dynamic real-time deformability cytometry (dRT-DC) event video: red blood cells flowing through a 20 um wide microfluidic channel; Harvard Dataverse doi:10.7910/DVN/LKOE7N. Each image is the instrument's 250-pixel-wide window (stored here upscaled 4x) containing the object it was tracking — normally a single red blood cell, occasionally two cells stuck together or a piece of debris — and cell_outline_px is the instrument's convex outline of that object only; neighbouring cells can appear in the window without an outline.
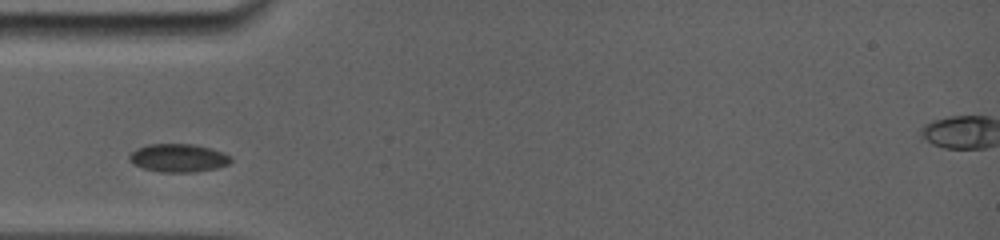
{"species": "common noctule bat (a hibernating species)", "species_latin": "Nyctalus noctula", "temperature_condition": "room temperature", "stored_images_in_passage": 41, "camera_frame_rate_fps": 5000, "um_per_image_px": 0.085, "animal": {"sex": "female", "body_mass_g": 19.0, "forearm_length_mm": 56.7}, "frame": {"image": 1, "passage_image": 1, "time_ms": 0.0, "image_size_px": [1000, 240], "cell_outline_px": [[232, 160], [228, 164], [216, 168], [196, 172], [160, 172], [144, 168], [128, 160], [128, 156], [136, 148], [148, 144], [192, 144], [212, 148], [224, 152], [232, 156]], "centroid_in_image_um": [15.19, 13.42], "position_along_channel_um": 69.8, "area_um2": 16.76}}
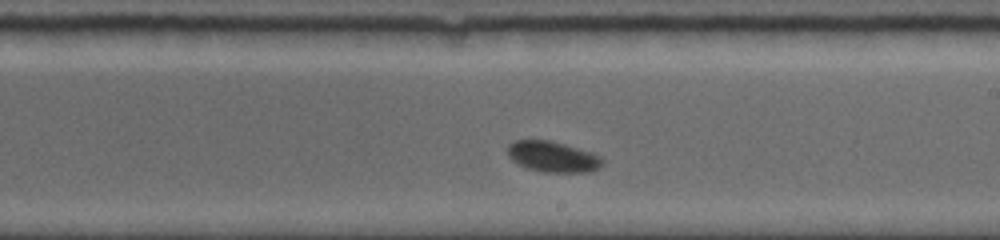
{"frame": {"image": 2, "passage_image": 18, "time_ms": 4.6, "image_size_px": [1000, 240], "cell_outline_px": [[604, 160], [600, 168], [588, 172], [540, 172], [528, 168], [512, 160], [508, 156], [508, 144], [516, 140], [552, 140], [592, 152], [600, 156]], "centroid_in_image_um": [47.01, 13.32], "position_along_channel_um": 242.0, "area_um2": 17.11}}
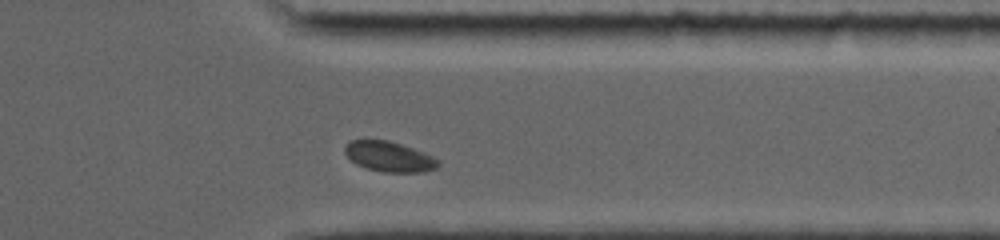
{"frame": {"image": 3, "passage_image": 35, "time_ms": 8.2, "image_size_px": [1000, 240], "cell_outline_px": [[440, 164], [436, 168], [424, 172], [384, 172], [364, 168], [356, 164], [344, 152], [344, 148], [348, 140], [388, 140], [412, 148], [432, 156], [440, 160]], "centroid_in_image_um": [33.07, 13.32], "position_along_channel_um": 378.3, "area_um2": 16.42}}